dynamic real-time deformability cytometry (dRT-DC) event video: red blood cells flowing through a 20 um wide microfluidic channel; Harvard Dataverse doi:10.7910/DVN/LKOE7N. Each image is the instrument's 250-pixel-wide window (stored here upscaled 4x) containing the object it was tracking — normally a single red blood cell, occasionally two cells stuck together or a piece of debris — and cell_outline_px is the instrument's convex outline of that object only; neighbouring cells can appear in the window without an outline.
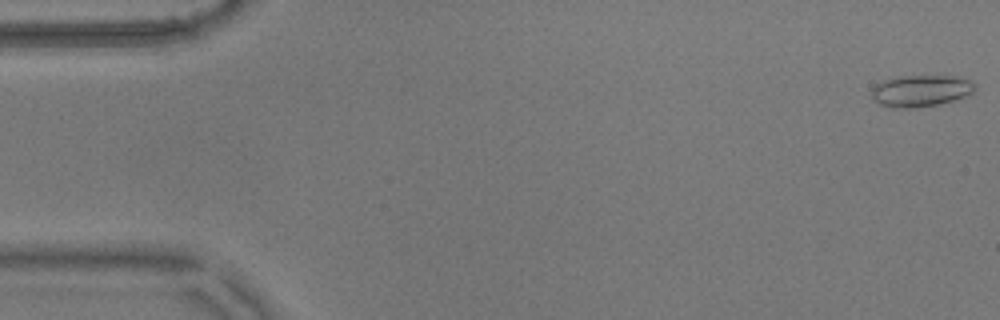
{"species": "common noctule bat (a hibernating species)", "species_latin": "Nyctalus noctula", "temperature_condition": "warm", "stored_images_in_passage": 56, "camera_frame_rate_fps": 3000, "um_per_image_px": 0.085, "animal": {"sex": "male", "body_mass_g": 17.9}, "frame": {"image": 1, "passage_image": 1, "time_ms": 0.0, "image_size_px": [1000, 320], "cell_outline_px": [[976, 84], [972, 92], [964, 96], [940, 104], [916, 108], [888, 108], [880, 104], [872, 96], [872, 88], [876, 84], [884, 80], [900, 76], [956, 76], [972, 80]], "centroid_in_image_um": [78.26, 7.72], "position_along_channel_um": 6.7, "area_um2": 19.07}}
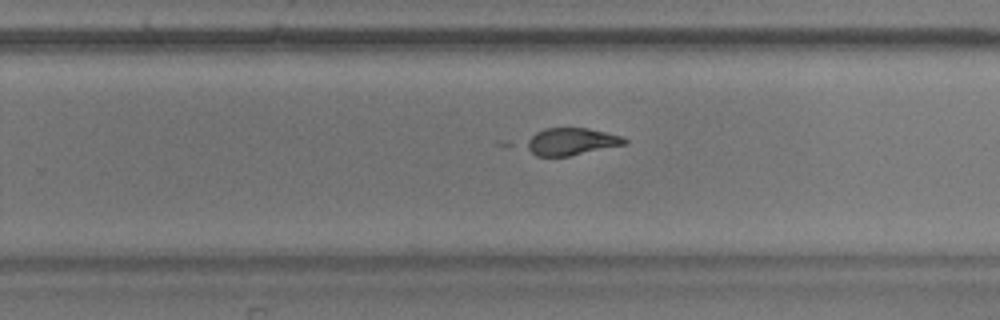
{"frame": {"image": 2, "passage_image": 35, "time_ms": 11.333, "image_size_px": [1000, 320], "cell_outline_px": [[628, 144], [568, 156], [536, 156], [524, 148], [520, 144], [536, 132], [544, 128], [588, 128], [624, 136], [628, 140]], "centroid_in_image_um": [48.51, 12.03], "position_along_channel_um": 281.3, "area_um2": 16.01}}
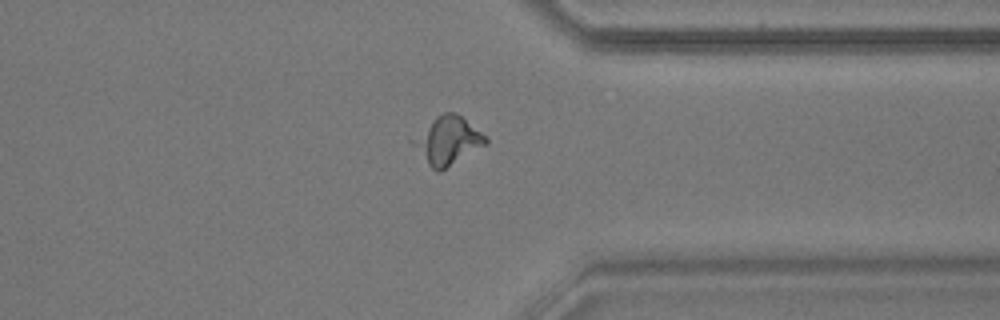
{"frame": {"image": 3, "passage_image": 43, "time_ms": 14.0, "image_size_px": [1000, 320], "cell_outline_px": [[488, 144], [440, 172], [436, 172], [428, 164], [408, 140], [436, 116], [444, 112], [456, 112], [488, 136]], "centroid_in_image_um": [38.06, 11.94], "position_along_channel_um": 373.3, "area_um2": 20.58}}